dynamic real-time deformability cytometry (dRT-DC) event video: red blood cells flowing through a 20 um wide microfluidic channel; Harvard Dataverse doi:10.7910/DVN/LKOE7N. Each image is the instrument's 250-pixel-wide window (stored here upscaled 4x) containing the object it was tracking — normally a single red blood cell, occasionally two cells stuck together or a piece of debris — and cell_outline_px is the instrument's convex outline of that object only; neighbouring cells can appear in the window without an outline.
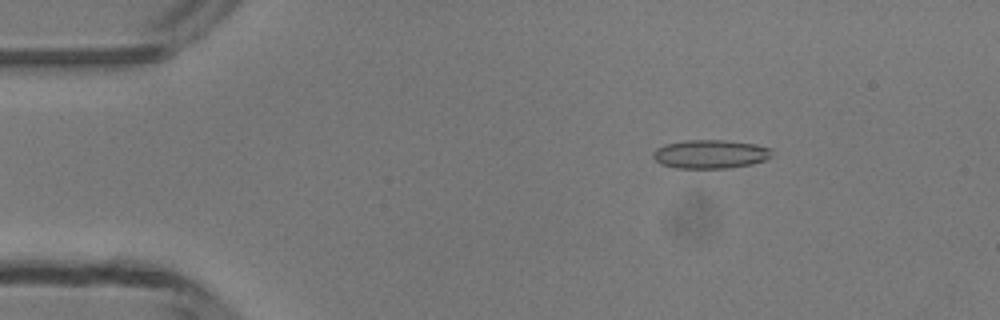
{"species": "common noctule bat (a hibernating species)", "species_latin": "Nyctalus noctula", "temperature_condition": "room temperature", "stored_images_in_passage": 4, "camera_frame_rate_fps": 3000, "um_per_image_px": 0.085, "animal": {"sex": "male", "body_mass_g": 13.3}, "frame": {"image": 1, "passage_image": 2, "time_ms": 1.333, "image_size_px": [1000, 320], "cell_outline_px": [[772, 156], [764, 160], [752, 164], [728, 168], [676, 168], [660, 164], [652, 156], [652, 152], [656, 148], [664, 144], [684, 140], [724, 140], [756, 144], [772, 148]], "centroid_in_image_um": [60.37, 13.09], "position_along_channel_um": 24.6, "area_um2": 20.06}}
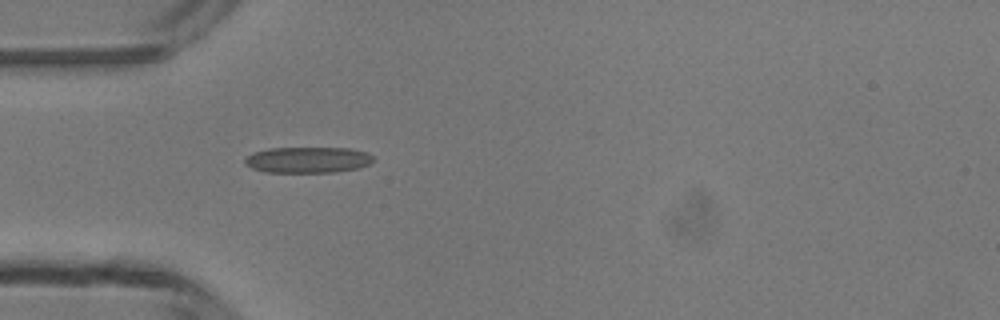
{"frame": {"image": 2, "passage_image": 4, "time_ms": 3.667, "image_size_px": [1000, 320], "cell_outline_px": [[372, 160], [368, 164], [360, 168], [336, 172], [264, 172], [252, 168], [244, 164], [244, 160], [248, 156], [256, 152], [268, 148], [352, 148], [368, 152], [372, 156]], "centroid_in_image_um": [26.18, 13.59], "position_along_channel_um": 58.8, "area_um2": 19.48}}